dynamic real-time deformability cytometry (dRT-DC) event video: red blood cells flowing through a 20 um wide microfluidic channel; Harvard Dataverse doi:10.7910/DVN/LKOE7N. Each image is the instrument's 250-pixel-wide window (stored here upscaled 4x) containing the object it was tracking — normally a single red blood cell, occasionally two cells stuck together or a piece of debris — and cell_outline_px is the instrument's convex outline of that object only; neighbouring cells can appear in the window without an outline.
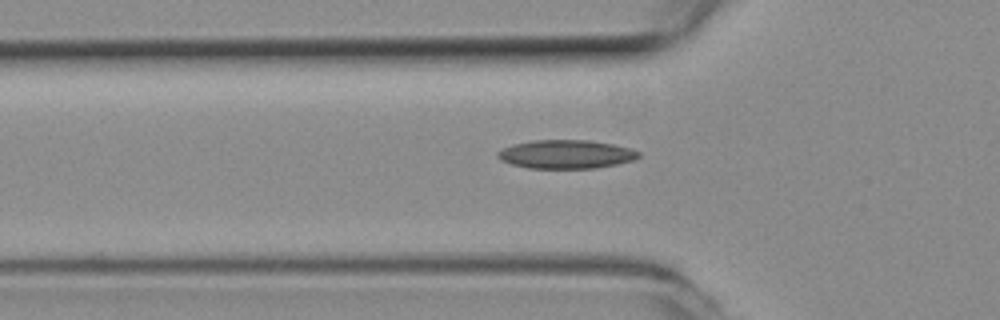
{"species": "common noctule bat (a hibernating species)", "species_latin": "Nyctalus noctula", "temperature_condition": "room temperature", "stored_images_in_passage": 12, "camera_frame_rate_fps": 3000, "um_per_image_px": 0.085, "animal": {"sex": "female", "body_mass_g": 19.3, "forearm_length_mm": 54.1}, "frame": {"image": 1, "passage_image": 5, "time_ms": 1.333, "image_size_px": [1000, 320], "cell_outline_px": [[640, 156], [632, 160], [616, 164], [596, 168], [528, 168], [512, 164], [500, 160], [496, 156], [496, 152], [504, 148], [516, 144], [536, 140], [588, 140], [612, 144], [632, 148], [640, 152]], "centroid_in_image_um": [48.12, 13.11], "position_along_channel_um": 77.7, "area_um2": 23.35}}
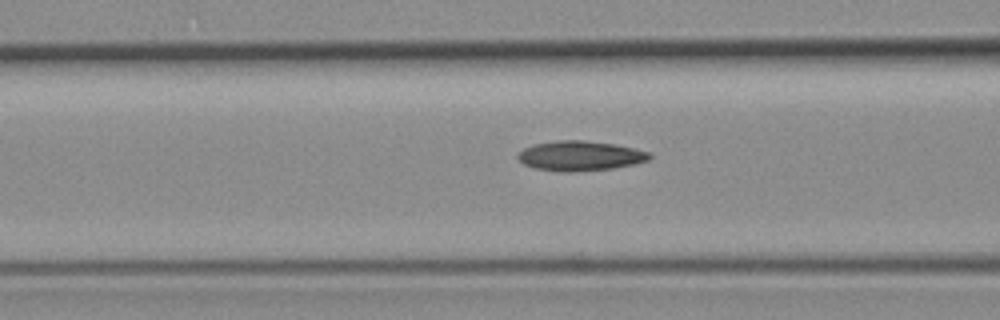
{"frame": {"image": 2, "passage_image": 8, "time_ms": 2.333, "image_size_px": [1000, 320], "cell_outline_px": [[652, 156], [648, 160], [632, 164], [612, 168], [576, 172], [560, 172], [532, 168], [524, 164], [516, 156], [524, 148], [536, 144], [560, 140], [584, 140], [612, 144], [632, 148], [648, 152]], "centroid_in_image_um": [49.27, 13.26], "position_along_channel_um": 117.3, "area_um2": 22.66}}
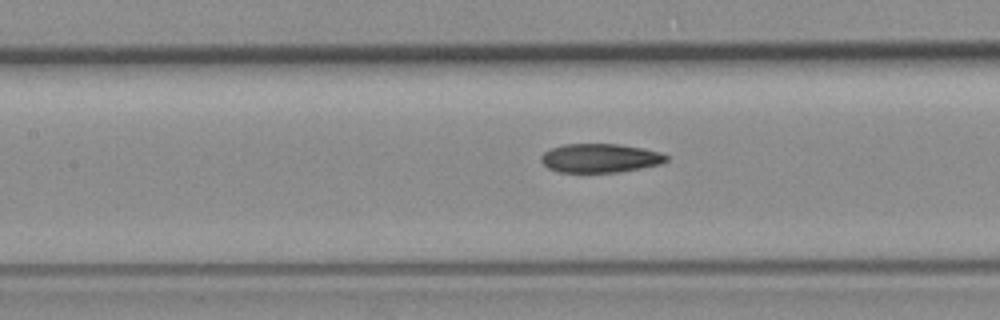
{"frame": {"image": 3, "passage_image": 11, "time_ms": 3.333, "image_size_px": [1000, 320], "cell_outline_px": [[668, 160], [660, 164], [620, 172], [556, 172], [548, 168], [540, 160], [540, 156], [544, 152], [552, 148], [564, 144], [620, 144], [644, 148], [660, 152], [668, 156]], "centroid_in_image_um": [51.0, 13.44], "position_along_channel_um": 156.4, "area_um2": 21.15}}